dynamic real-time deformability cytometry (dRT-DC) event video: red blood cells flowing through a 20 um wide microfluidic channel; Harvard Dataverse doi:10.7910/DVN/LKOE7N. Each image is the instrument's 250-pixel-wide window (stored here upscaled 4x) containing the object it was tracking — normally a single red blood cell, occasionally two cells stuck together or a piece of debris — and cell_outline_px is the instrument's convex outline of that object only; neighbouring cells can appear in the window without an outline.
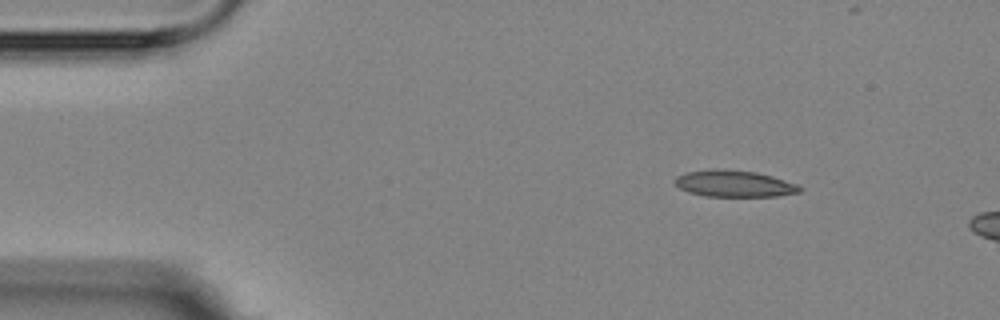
{"species": "Egyptian fruit bat (a non-hibernating species)", "species_latin": "Rousettus aegyptiacus", "temperature_condition": "room temperature", "stored_images_in_passage": 4, "camera_frame_rate_fps": 3000, "um_per_image_px": 0.085, "animal": {"sex": "female"}, "frame": {"image": 1, "passage_image": 1, "time_ms": 0.0, "image_size_px": [1000, 320], "cell_outline_px": [[804, 188], [800, 192], [780, 196], [704, 196], [688, 192], [680, 188], [672, 180], [676, 176], [688, 172], [712, 168], [716, 168], [756, 172], [772, 176], [800, 184]], "centroid_in_image_um": [62.44, 15.61], "position_along_channel_um": 22.6, "area_um2": 19.59}}